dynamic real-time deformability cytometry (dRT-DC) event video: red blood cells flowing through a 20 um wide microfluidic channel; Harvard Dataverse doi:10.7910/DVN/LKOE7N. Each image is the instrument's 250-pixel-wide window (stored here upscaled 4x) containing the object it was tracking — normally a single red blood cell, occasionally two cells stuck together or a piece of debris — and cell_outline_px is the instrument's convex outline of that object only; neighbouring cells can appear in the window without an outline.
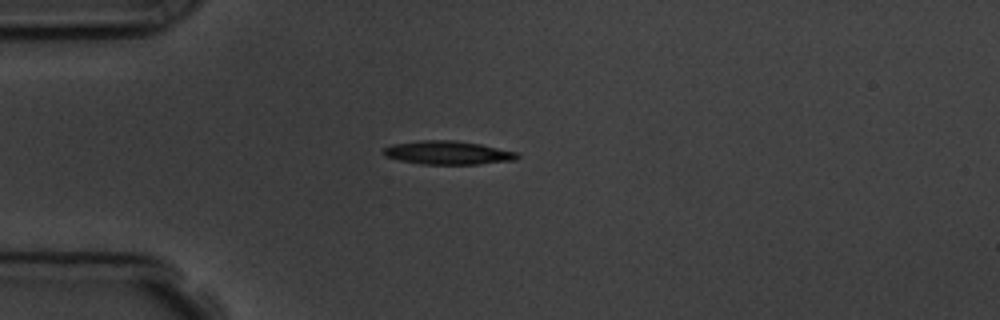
{"species": "common noctule bat (a hibernating species)", "species_latin": "Nyctalus noctula", "temperature_condition": "room temperature", "stored_images_in_passage": 1, "camera_frame_rate_fps": 3000, "um_per_image_px": 0.085, "animal": {"sex": "male", "body_mass_g": 19.5, "forearm_length_mm": 54.6}, "frame": {"image": 1, "passage_image": 1, "time_ms": 0.0, "image_size_px": [1000, 320], "cell_outline_px": [[520, 156], [516, 160], [480, 164], [420, 164], [400, 160], [384, 156], [380, 152], [384, 148], [392, 144], [424, 140], [456, 140], [480, 144], [516, 152]], "centroid_in_image_um": [38.04, 12.98], "position_along_channel_um": 47.0, "area_um2": 18.38}}